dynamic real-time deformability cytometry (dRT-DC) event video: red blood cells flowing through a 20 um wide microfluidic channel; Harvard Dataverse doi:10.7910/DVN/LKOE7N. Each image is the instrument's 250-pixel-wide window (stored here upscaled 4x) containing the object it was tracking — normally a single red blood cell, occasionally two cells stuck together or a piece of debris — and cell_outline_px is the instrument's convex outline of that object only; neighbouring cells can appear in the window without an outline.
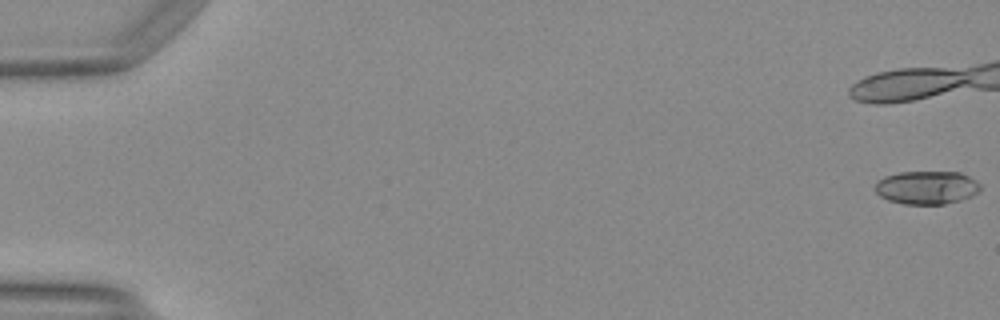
{"species": "Egyptian fruit bat (a non-hibernating species)", "species_latin": "Rousettus aegyptiacus", "temperature_condition": "warm", "stored_images_in_passage": 14, "camera_frame_rate_fps": 3000, "um_per_image_px": 0.085, "animal": {"sex": "female"}, "frame": {"image": 1, "passage_image": 1, "time_ms": 0.0, "image_size_px": [1000, 320], "cell_outline_px": [[980, 188], [976, 192], [960, 200], [944, 204], [904, 204], [888, 200], [880, 196], [876, 192], [876, 184], [884, 176], [900, 172], [960, 172], [968, 176], [980, 184]], "centroid_in_image_um": [78.74, 15.94], "position_along_channel_um": 6.3, "area_um2": 20.11}}